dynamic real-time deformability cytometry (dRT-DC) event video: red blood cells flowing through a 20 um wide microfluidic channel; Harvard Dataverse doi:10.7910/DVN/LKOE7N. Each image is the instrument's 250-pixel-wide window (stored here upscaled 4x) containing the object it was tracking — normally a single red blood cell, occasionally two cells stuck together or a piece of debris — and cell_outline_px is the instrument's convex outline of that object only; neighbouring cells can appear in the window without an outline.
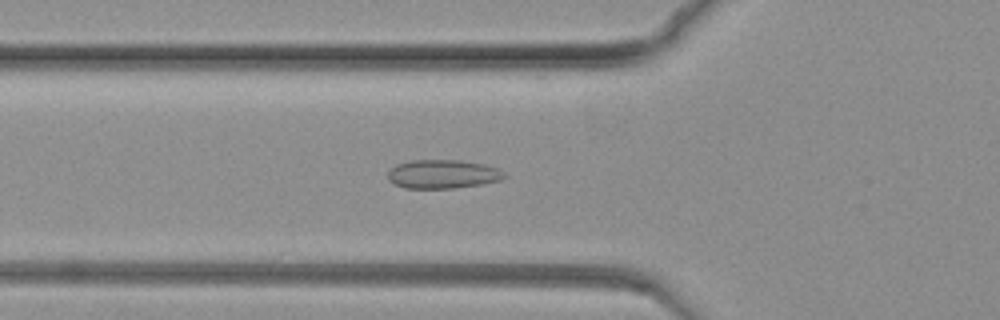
{"species": "common noctule bat (a hibernating species)", "species_latin": "Nyctalus noctula", "temperature_condition": "warm", "stored_images_in_passage": 61, "camera_frame_rate_fps": 3000, "um_per_image_px": 0.085, "animal": {"sex": "female", "body_mass_g": 19.3, "forearm_length_mm": 54.1}, "frame": {"image": 1, "passage_image": 8, "time_ms": 2.333, "image_size_px": [1000, 320], "cell_outline_px": [[508, 176], [500, 180], [480, 184], [452, 188], [404, 188], [388, 180], [388, 172], [396, 164], [412, 160], [460, 160], [484, 164], [496, 168], [504, 172]], "centroid_in_image_um": [37.63, 14.79], "position_along_channel_um": 88.2, "area_um2": 19.42}}
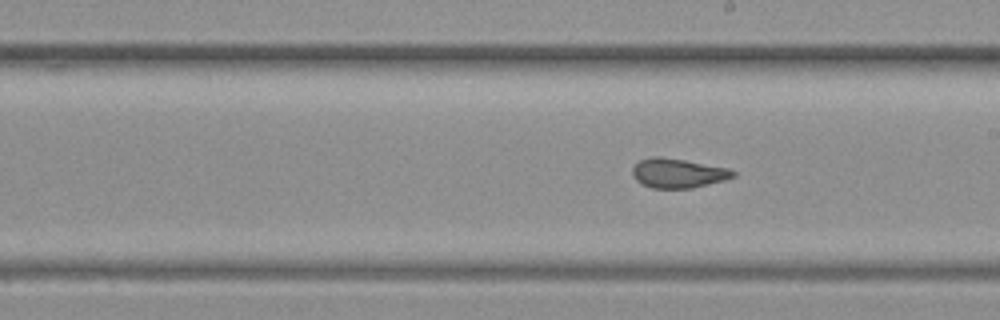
{"frame": {"image": 2, "passage_image": 25, "time_ms": 8.0, "image_size_px": [1000, 320], "cell_outline_px": [[736, 176], [724, 180], [692, 188], [652, 188], [636, 180], [632, 176], [632, 168], [640, 160], [652, 156], [660, 156], [684, 160], [728, 168], [736, 172]], "centroid_in_image_um": [57.62, 14.71], "position_along_channel_um": 231.4, "area_um2": 17.17}}
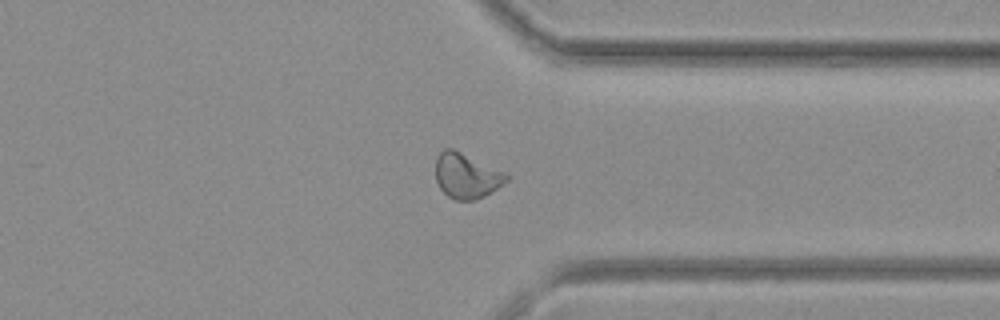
{"frame": {"image": 3, "passage_image": 42, "time_ms": 13.667, "image_size_px": [1000, 320], "cell_outline_px": [[508, 180], [484, 196], [476, 200], [456, 200], [448, 196], [440, 188], [436, 180], [436, 156], [444, 148], [452, 148], [508, 172]], "centroid_in_image_um": [39.66, 14.92], "position_along_channel_um": 371.7, "area_um2": 18.73}}